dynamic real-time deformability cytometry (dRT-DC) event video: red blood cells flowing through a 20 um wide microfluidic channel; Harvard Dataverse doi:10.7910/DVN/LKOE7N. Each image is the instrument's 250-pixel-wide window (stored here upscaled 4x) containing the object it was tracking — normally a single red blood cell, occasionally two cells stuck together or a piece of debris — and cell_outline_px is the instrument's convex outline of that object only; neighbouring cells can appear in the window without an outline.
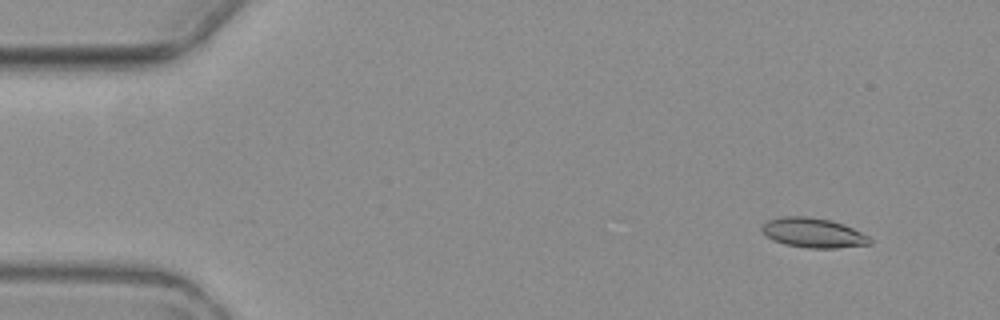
{"species": "common noctule bat (a hibernating species)", "species_latin": "Nyctalus noctula", "temperature_condition": "warm", "stored_images_in_passage": 5, "camera_frame_rate_fps": 3000, "um_per_image_px": 0.085, "animal": {"sex": "female", "body_mass_g": 19.3, "forearm_length_mm": 54.1}, "frame": {"image": 1, "passage_image": 1, "time_ms": 0.0, "image_size_px": [1000, 320], "cell_outline_px": [[872, 244], [836, 248], [808, 248], [784, 244], [772, 240], [760, 228], [768, 220], [784, 216], [808, 216], [832, 220], [852, 228], [868, 236], [872, 240]], "centroid_in_image_um": [69.13, 19.79], "position_along_channel_um": 15.9, "area_um2": 18.61}}